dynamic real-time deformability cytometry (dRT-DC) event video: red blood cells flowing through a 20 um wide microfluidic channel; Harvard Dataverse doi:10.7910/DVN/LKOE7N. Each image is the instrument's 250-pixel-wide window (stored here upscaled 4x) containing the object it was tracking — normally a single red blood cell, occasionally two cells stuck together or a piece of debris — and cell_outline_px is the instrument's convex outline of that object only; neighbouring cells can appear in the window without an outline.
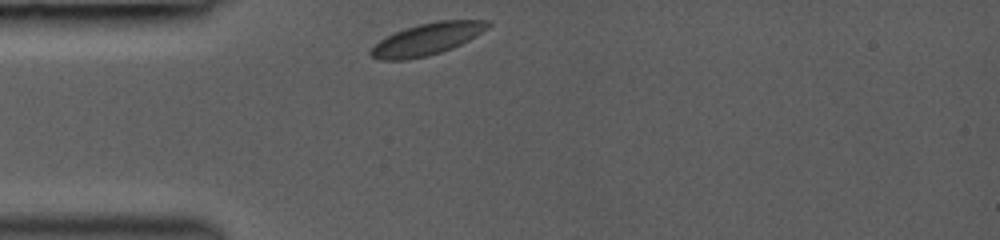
{"species": "common noctule bat (a hibernating species)", "species_latin": "Nyctalus noctula", "temperature_condition": "room temperature", "stored_images_in_passage": 22, "camera_frame_rate_fps": 3000, "um_per_image_px": 0.085, "animal": {"sex": "female", "body_mass_g": 19.0, "forearm_length_mm": 53.3}, "frame": {"image": 1, "passage_image": 1, "time_ms": 0.0, "image_size_px": [1000, 240], "cell_outline_px": [[492, 24], [488, 28], [476, 36], [452, 48], [428, 56], [404, 60], [380, 60], [372, 56], [368, 52], [380, 40], [396, 32], [420, 24], [436, 20], [488, 20]], "centroid_in_image_um": [36.33, 3.32], "position_along_channel_um": 48.7, "area_um2": 21.5}}
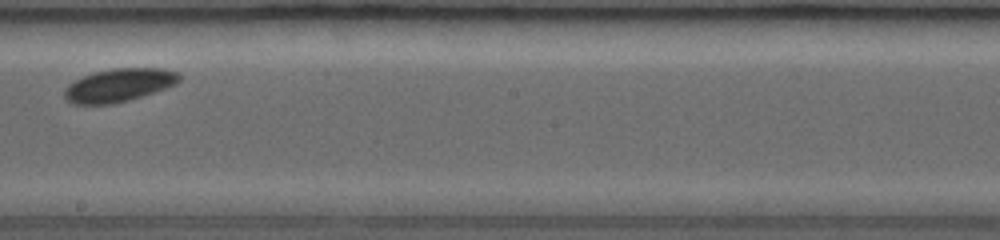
{"frame": {"image": 2, "passage_image": 10, "time_ms": 5.0, "image_size_px": [1000, 240], "cell_outline_px": [[180, 80], [176, 84], [128, 100], [112, 104], [72, 104], [64, 96], [64, 88], [68, 84], [92, 72], [112, 68], [164, 68], [180, 72]], "centroid_in_image_um": [10.1, 7.22], "position_along_channel_um": 238.1, "area_um2": 22.14}}
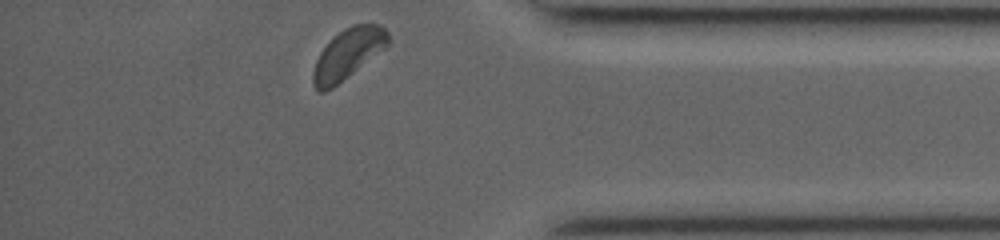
{"frame": {"image": 3, "passage_image": 22, "time_ms": 9.333, "image_size_px": [1000, 240], "cell_outline_px": [[388, 44], [332, 88], [324, 92], [316, 92], [312, 84], [312, 72], [316, 60], [320, 52], [344, 28], [352, 24], [380, 24], [388, 32]], "centroid_in_image_um": [29.52, 4.59], "position_along_channel_um": 405.7, "area_um2": 21.33}}